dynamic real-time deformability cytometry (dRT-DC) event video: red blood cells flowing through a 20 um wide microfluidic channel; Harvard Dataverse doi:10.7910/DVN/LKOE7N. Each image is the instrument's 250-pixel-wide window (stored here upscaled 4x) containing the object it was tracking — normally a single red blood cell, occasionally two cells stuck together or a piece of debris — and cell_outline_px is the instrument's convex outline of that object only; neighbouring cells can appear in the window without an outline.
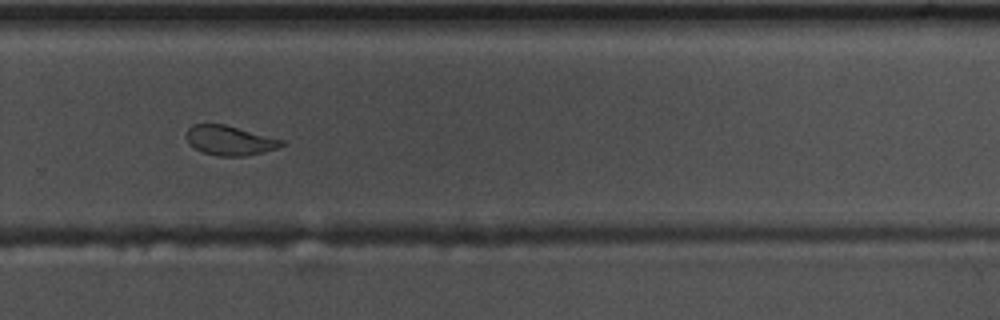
{"species": "common noctule bat (a hibernating species)", "species_latin": "Nyctalus noctula", "temperature_condition": "warm", "stored_images_in_passage": 43, "camera_frame_rate_fps": 3000, "um_per_image_px": 0.085, "animal": {"sex": "male", "body_mass_g": 17.5, "forearm_length_mm": 52.3}, "frame": {"image": 1, "passage_image": 25, "time_ms": 8.0, "image_size_px": [1000, 320], "cell_outline_px": [[284, 144], [280, 148], [264, 152], [244, 156], [216, 156], [204, 152], [196, 148], [188, 140], [188, 128], [192, 124], [224, 124], [284, 140]], "centroid_in_image_um": [19.58, 11.94], "position_along_channel_um": 310.2, "area_um2": 16.18}}
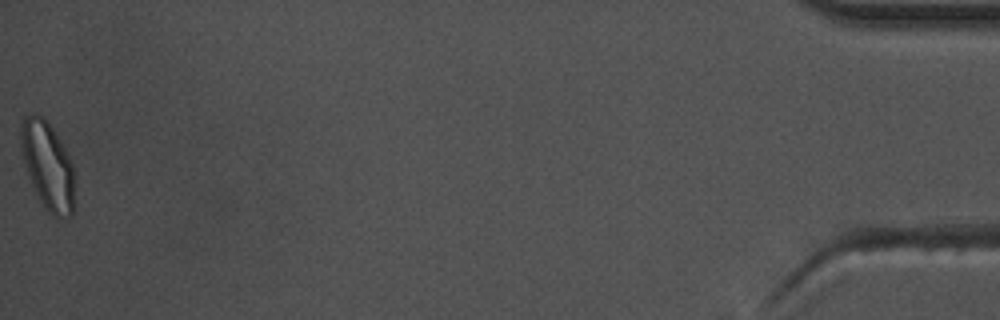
{"frame": {"image": 2, "passage_image": 43, "time_ms": 14.0, "image_size_px": [1000, 320], "cell_outline_px": [[76, 176], [72, 216], [64, 220], [52, 216], [40, 200], [32, 184], [24, 160], [20, 144], [20, 124], [24, 116], [32, 112], [36, 112], [52, 128], [64, 148], [72, 164]], "centroid_in_image_um": [4.08, 14.11], "position_along_channel_um": 431.1, "area_um2": 27.57}, "authors_computed_cell_mechanics": {"area_um2": 17.3978, "velocity_mm_per_s": 3.6589, "shape_relaxation_time_tau1_ms": 8.1335, "shape_relaxation_time_tau2_ms": 1.6338, "deformation_change_tau1": 0.1839, "deformation_change_tau2": 0.0755}}